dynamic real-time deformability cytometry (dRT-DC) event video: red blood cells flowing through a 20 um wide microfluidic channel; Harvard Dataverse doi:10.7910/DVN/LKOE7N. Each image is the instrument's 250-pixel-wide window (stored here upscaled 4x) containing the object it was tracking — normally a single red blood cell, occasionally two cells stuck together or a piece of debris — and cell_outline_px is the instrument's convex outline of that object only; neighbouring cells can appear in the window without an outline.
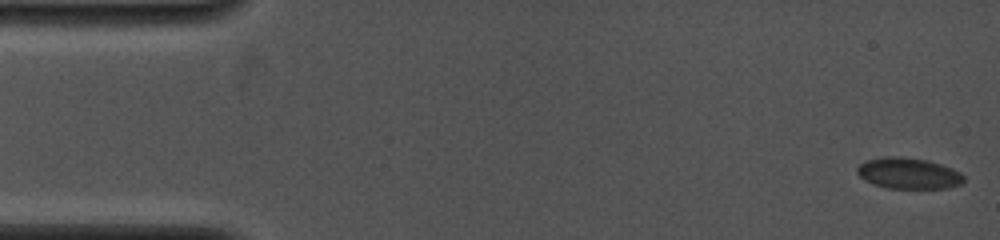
{"species": "common noctule bat (a hibernating species)", "species_latin": "Nyctalus noctula", "temperature_condition": "cold", "stored_images_in_passage": 16, "camera_frame_rate_fps": 4000, "um_per_image_px": 0.085, "animal": {"sex": "female", "body_mass_g": 19.0, "forearm_length_mm": 53.3}, "frame": {"image": 1, "passage_image": 1, "time_ms": 0.0, "image_size_px": [1000, 240], "cell_outline_px": [[964, 180], [960, 184], [948, 188], [888, 188], [864, 180], [856, 172], [856, 168], [860, 164], [868, 160], [884, 156], [900, 156], [928, 160], [952, 168], [960, 172], [964, 176]], "centroid_in_image_um": [77.22, 14.72], "position_along_channel_um": 7.8, "area_um2": 19.25}}
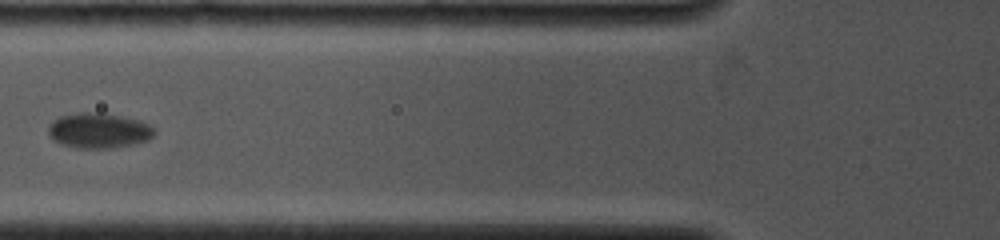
{"frame": {"image": 2, "passage_image": 12, "time_ms": 6.25, "image_size_px": [1000, 240], "cell_outline_px": [[156, 132], [148, 140], [132, 144], [112, 148], [76, 148], [60, 144], [48, 132], [48, 124], [52, 120], [60, 116], [80, 112], [96, 112], [120, 116], [140, 120], [156, 128]], "centroid_in_image_um": [8.4, 11.09], "position_along_channel_um": 117.4, "area_um2": 21.79}}
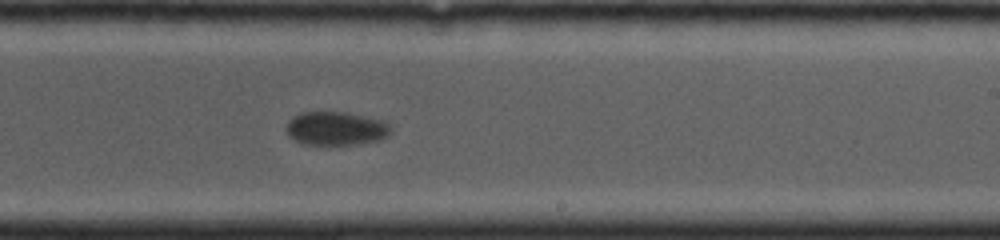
{"frame": {"image": 3, "passage_image": 16, "time_ms": 10.0, "image_size_px": [1000, 240], "cell_outline_px": [[392, 132], [388, 136], [380, 140], [328, 148], [304, 144], [288, 136], [288, 120], [292, 116], [300, 112], [344, 112], [384, 120], [392, 128]], "centroid_in_image_um": [28.56, 10.96], "position_along_channel_um": 260.4, "area_um2": 21.15}}